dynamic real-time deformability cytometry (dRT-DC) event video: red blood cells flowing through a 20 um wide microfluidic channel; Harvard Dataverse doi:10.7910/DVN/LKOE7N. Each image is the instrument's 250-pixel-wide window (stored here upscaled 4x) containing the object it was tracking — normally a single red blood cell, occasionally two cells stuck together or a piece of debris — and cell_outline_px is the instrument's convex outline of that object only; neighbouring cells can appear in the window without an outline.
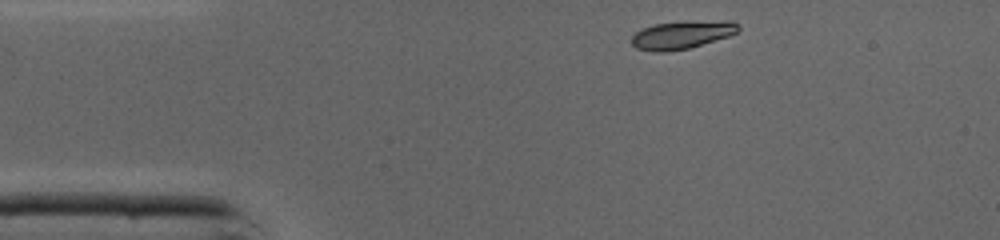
{"species": "common noctule bat (a hibernating species)", "species_latin": "Nyctalus noctula", "temperature_condition": "cold", "stored_images_in_passage": 39, "camera_frame_rate_fps": 3000, "um_per_image_px": 0.085, "animal": {"sex": "male", "body_mass_g": 19.0, "forearm_length_mm": 50.8}, "frame": {"image": 1, "passage_image": 1, "time_ms": 0.0, "image_size_px": [1000, 240], "cell_outline_px": [[740, 28], [736, 32], [728, 36], [688, 48], [664, 52], [656, 52], [636, 48], [632, 44], [632, 36], [636, 32], [644, 28], [656, 24], [728, 20], [732, 20], [740, 24]], "centroid_in_image_um": [57.98, 2.97], "position_along_channel_um": 27.0, "area_um2": 16.94}}
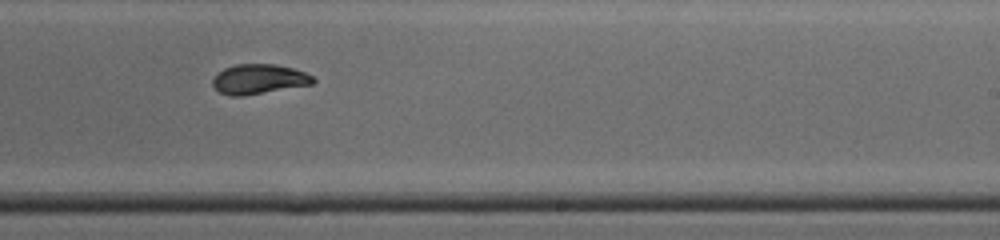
{"frame": {"image": 2, "passage_image": 21, "time_ms": 6.667, "image_size_px": [1000, 240], "cell_outline_px": [[316, 80], [312, 84], [244, 96], [228, 96], [220, 92], [212, 84], [212, 80], [216, 72], [224, 68], [236, 64], [276, 64], [292, 68], [304, 72], [312, 76]], "centroid_in_image_um": [21.97, 6.72], "position_along_channel_um": 267.0, "area_um2": 17.51}}
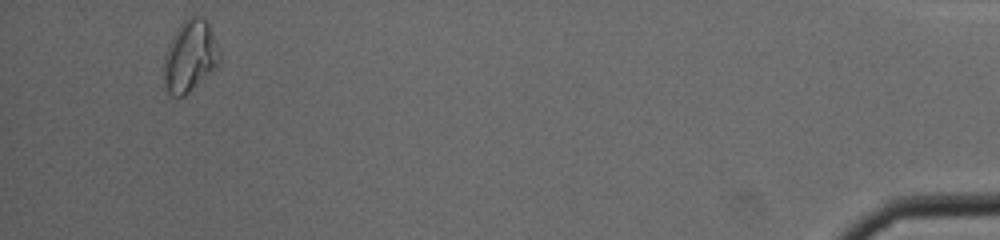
{"frame": {"image": 3, "passage_image": 37, "time_ms": 12.0, "image_size_px": [1000, 240], "cell_outline_px": [[220, 60], [216, 68], [212, 72], [184, 96], [172, 96], [164, 88], [164, 56], [168, 44], [172, 36], [180, 24], [188, 16], [200, 16], [208, 24], [212, 32], [220, 52]], "centroid_in_image_um": [16.14, 4.79], "position_along_channel_um": 419.1, "area_um2": 23.24}, "authors_computed_cell_mechanics": {"area_um2": 17.8602, "velocity_mm_per_s": 4.3581, "shape_relaxation_time_tau1_ms": 5.6339, "shape_relaxation_time_tau2_ms": 1.6587, "deformation_change_tau1": 0.162, "deformation_change_tau2": 0.0507}}